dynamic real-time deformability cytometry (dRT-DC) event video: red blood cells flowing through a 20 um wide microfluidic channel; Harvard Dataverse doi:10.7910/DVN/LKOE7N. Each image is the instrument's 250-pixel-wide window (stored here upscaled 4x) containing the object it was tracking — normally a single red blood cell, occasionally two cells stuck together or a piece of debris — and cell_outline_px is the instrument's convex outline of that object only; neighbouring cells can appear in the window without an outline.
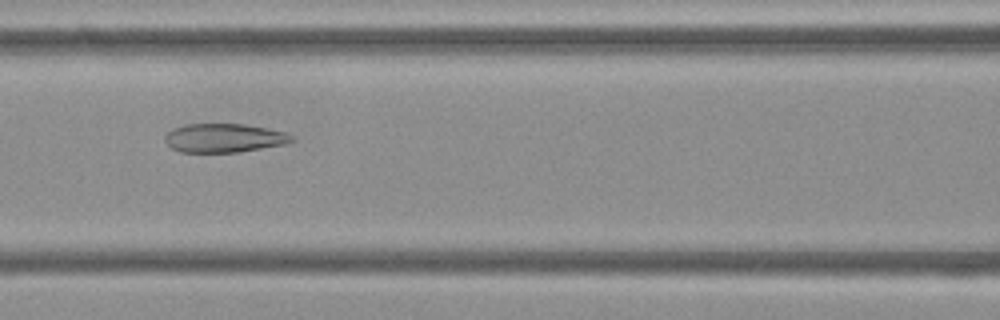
{"species": "Egyptian fruit bat (a non-hibernating species)", "species_latin": "Rousettus aegyptiacus", "temperature_condition": "cold", "stored_images_in_passage": 54, "camera_frame_rate_fps": 3000, "um_per_image_px": 0.085, "frame": {"image": 1, "passage_image": 23, "time_ms": 7.333, "image_size_px": [1000, 320], "cell_outline_px": [[296, 140], [284, 144], [240, 152], [180, 152], [172, 148], [164, 140], [164, 136], [168, 132], [184, 124], [244, 124], [268, 128], [284, 132], [296, 136]], "centroid_in_image_um": [19.08, 11.73], "position_along_channel_um": 147.5, "area_um2": 21.33}}
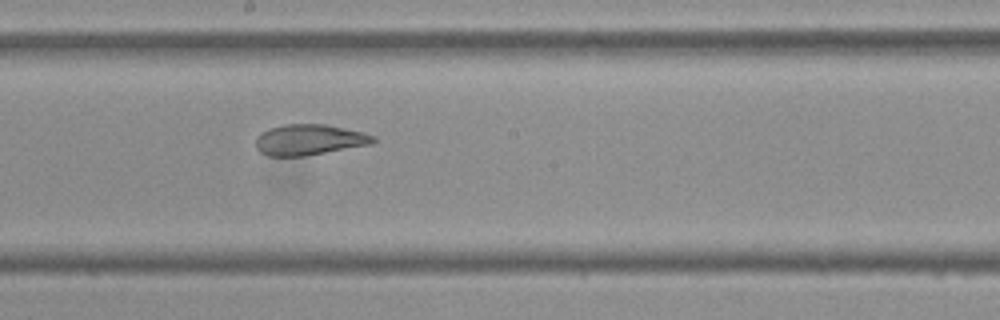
{"frame": {"image": 2, "passage_image": 29, "time_ms": 9.333, "image_size_px": [1000, 320], "cell_outline_px": [[376, 140], [372, 144], [304, 156], [268, 156], [260, 152], [256, 148], [256, 136], [260, 132], [268, 128], [284, 124], [324, 124], [360, 132], [376, 136]], "centroid_in_image_um": [26.24, 11.88], "position_along_channel_um": 222.0, "area_um2": 21.04}}
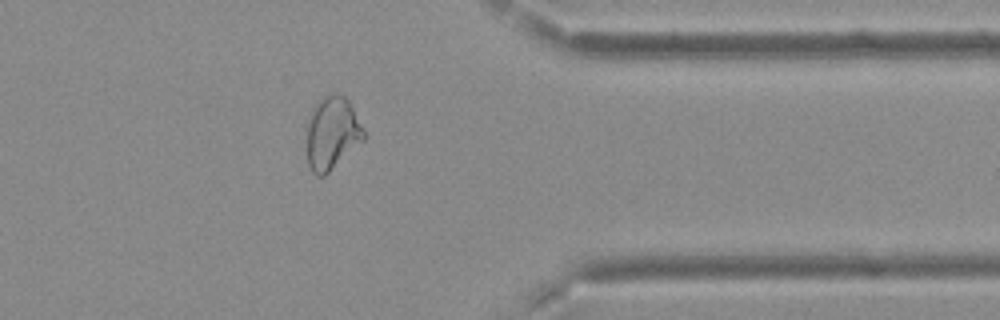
{"frame": {"image": 3, "passage_image": 43, "time_ms": 14.0, "image_size_px": [1000, 320], "cell_outline_px": [[364, 140], [324, 176], [316, 176], [312, 172], [308, 164], [304, 140], [304, 124], [316, 100], [324, 96], [344, 96], [348, 100], [364, 128]], "centroid_in_image_um": [28.14, 11.34], "position_along_channel_um": 383.3, "area_um2": 24.85}, "authors_computed_cell_mechanics": {"area_um2": 25.9811, "velocity_mm_per_s": 3.7292, "shape_relaxation_time_tau1_ms": null, "shape_relaxation_time_tau2_ms": 2.0454, "deformation_change_tau1": null, "deformation_change_tau2": 0.0989}}